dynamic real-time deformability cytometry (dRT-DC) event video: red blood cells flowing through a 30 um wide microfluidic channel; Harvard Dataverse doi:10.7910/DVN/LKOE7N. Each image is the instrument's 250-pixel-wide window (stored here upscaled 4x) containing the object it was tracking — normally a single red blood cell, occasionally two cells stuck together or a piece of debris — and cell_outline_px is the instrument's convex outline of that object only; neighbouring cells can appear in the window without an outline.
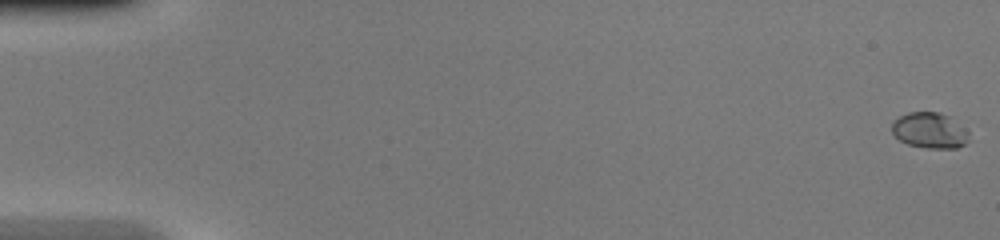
{"species": "common noctule bat (a hibernating species)", "species_latin": "Nyctalus noctula", "temperature_condition": "warm", "stored_images_in_passage": 48, "camera_frame_rate_fps": 3000, "um_per_image_px": 0.085, "animal": {"sex": "female", "body_mass_g": 20.0, "forearm_length_mm": 54.0}, "frame": {"image": 1, "passage_image": 1, "time_ms": 0.0, "image_size_px": [1000, 240], "cell_outline_px": [[968, 140], [964, 144], [956, 148], [928, 148], [908, 144], [900, 140], [892, 132], [892, 124], [900, 116], [908, 112], [940, 112], [948, 116], [964, 128], [968, 132]], "centroid_in_image_um": [79.02, 11.09], "position_along_channel_um": 6.0, "area_um2": 15.78}}
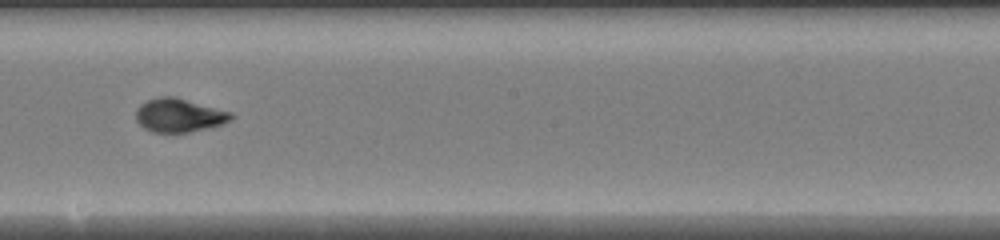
{"frame": {"image": 2, "passage_image": 28, "time_ms": 9.0, "image_size_px": [1000, 240], "cell_outline_px": [[236, 116], [220, 124], [208, 128], [188, 132], [152, 132], [144, 128], [136, 120], [136, 108], [140, 104], [148, 100], [160, 96], [172, 96], [232, 112]], "centroid_in_image_um": [15.2, 9.8], "position_along_channel_um": 233.0, "area_um2": 18.44}}
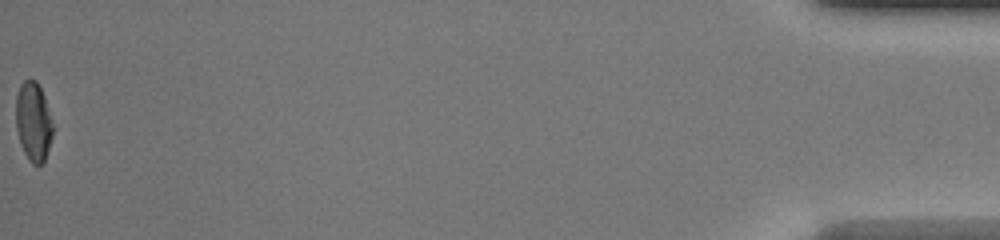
{"frame": {"image": 3, "passage_image": 48, "time_ms": 15.667, "image_size_px": [1000, 240], "cell_outline_px": [[56, 128], [44, 160], [40, 164], [32, 164], [28, 160], [20, 144], [16, 128], [16, 96], [20, 84], [24, 80], [36, 80], [44, 96]], "centroid_in_image_um": [2.86, 10.35], "position_along_channel_um": 432.3, "area_um2": 17.34}}